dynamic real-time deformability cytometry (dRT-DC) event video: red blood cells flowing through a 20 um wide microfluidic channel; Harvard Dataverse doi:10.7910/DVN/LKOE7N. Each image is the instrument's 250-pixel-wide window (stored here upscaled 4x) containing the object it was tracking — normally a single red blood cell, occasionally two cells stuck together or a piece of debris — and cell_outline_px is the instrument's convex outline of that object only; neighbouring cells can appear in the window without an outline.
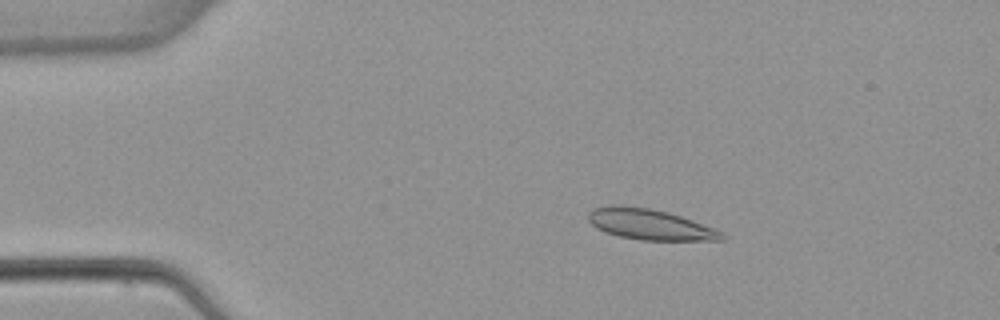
{"species": "common noctule bat (a hibernating species)", "species_latin": "Nyctalus noctula", "temperature_condition": "warm", "stored_images_in_passage": 5, "camera_frame_rate_fps": 3000, "um_per_image_px": 0.085, "animal": {"sex": "female", "body_mass_g": 22.7, "forearm_length_mm": 54.2}, "frame": {"image": 1, "passage_image": 3, "time_ms": 2.667, "image_size_px": [1000, 320], "cell_outline_px": [[728, 236], [724, 240], [640, 240], [620, 236], [604, 232], [596, 228], [588, 220], [588, 212], [596, 208], [612, 204], [620, 204], [648, 208], [668, 212], [692, 220], [724, 232]], "centroid_in_image_um": [55.24, 19.07], "position_along_channel_um": 29.8, "area_um2": 23.99}}
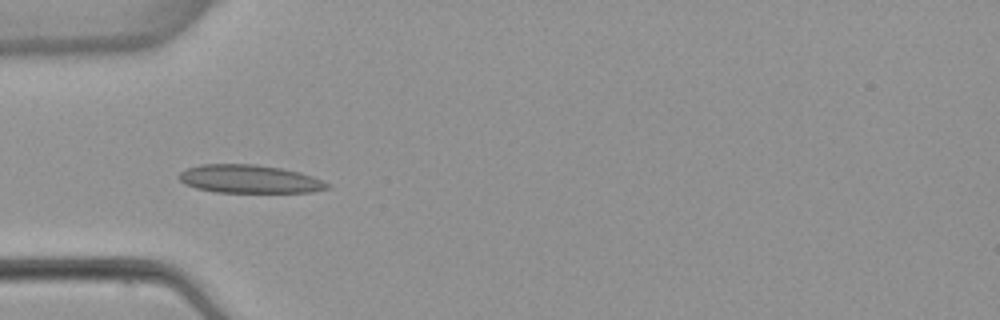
{"frame": {"image": 2, "passage_image": 5, "time_ms": 5.0, "image_size_px": [1000, 320], "cell_outline_px": [[332, 188], [312, 192], [216, 192], [196, 188], [184, 184], [176, 176], [180, 172], [188, 168], [200, 164], [256, 164], [280, 168], [300, 172], [312, 176], [332, 184]], "centroid_in_image_um": [21.22, 15.22], "position_along_channel_um": 63.8, "area_um2": 24.57}}